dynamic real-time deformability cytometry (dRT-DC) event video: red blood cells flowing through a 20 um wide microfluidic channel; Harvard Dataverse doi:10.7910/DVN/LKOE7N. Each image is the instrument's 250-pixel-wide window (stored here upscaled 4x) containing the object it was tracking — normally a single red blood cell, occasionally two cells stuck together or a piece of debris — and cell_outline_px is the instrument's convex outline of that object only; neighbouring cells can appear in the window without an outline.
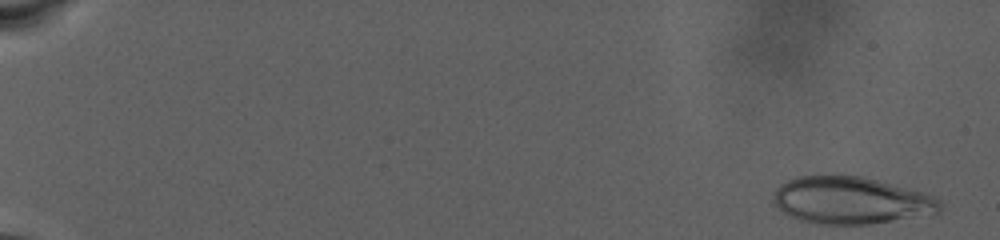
{"species": "human", "species_latin": "Homo sapiens", "temperature_condition": "warm", "stored_images_in_passage": 90, "camera_frame_rate_fps": 3000, "um_per_image_px": 0.085, "donor": {"sex": "male"}, "frame": {"image": 1, "passage_image": 2, "time_ms": 0.333, "image_size_px": [1000, 240], "cell_outline_px": [[944, 204], [940, 212], [868, 224], [816, 224], [800, 220], [784, 212], [772, 204], [772, 196], [776, 188], [780, 184], [796, 176], [860, 176], [924, 192], [940, 200]], "centroid_in_image_um": [72.3, 17.03], "position_along_channel_um": 12.7, "area_um2": 45.55}}
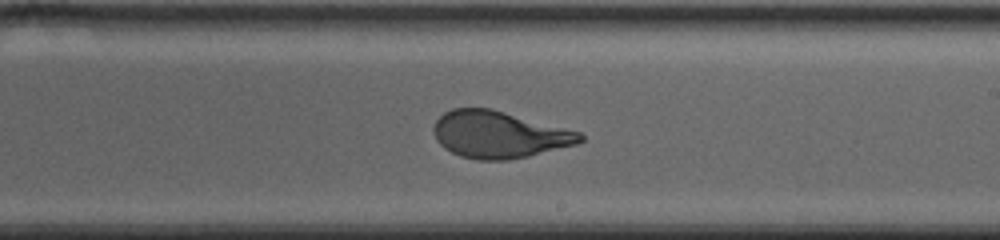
{"frame": {"image": 2, "passage_image": 57, "time_ms": 18.667, "image_size_px": [1000, 240], "cell_outline_px": [[584, 140], [576, 144], [528, 156], [508, 160], [476, 160], [460, 156], [444, 148], [436, 140], [432, 128], [436, 120], [444, 112], [452, 108], [492, 108], [580, 132], [584, 136]], "centroid_in_image_um": [42.39, 11.43], "position_along_channel_um": 246.6, "area_um2": 40.06}}
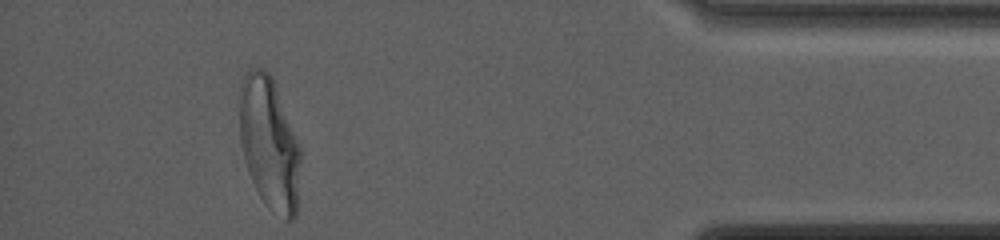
{"frame": {"image": 3, "passage_image": 83, "time_ms": 27.333, "image_size_px": [1000, 240], "cell_outline_px": [[300, 160], [296, 216], [292, 220], [284, 220], [272, 212], [268, 208], [260, 196], [248, 172], [244, 160], [240, 140], [240, 100], [244, 76], [252, 68], [264, 68], [272, 76], [300, 148]], "centroid_in_image_um": [22.89, 12.24], "position_along_channel_um": 412.3, "area_um2": 46.59}, "authors_computed_cell_mechanics": {"area_um2": 43.2344, "velocity_mm_per_s": 2.3808, "shape_relaxation_time_tau1_ms": 7.6161, "shape_relaxation_time_tau2_ms": null, "deformation_change_tau1": 0.2524, "deformation_change_tau2": null}}